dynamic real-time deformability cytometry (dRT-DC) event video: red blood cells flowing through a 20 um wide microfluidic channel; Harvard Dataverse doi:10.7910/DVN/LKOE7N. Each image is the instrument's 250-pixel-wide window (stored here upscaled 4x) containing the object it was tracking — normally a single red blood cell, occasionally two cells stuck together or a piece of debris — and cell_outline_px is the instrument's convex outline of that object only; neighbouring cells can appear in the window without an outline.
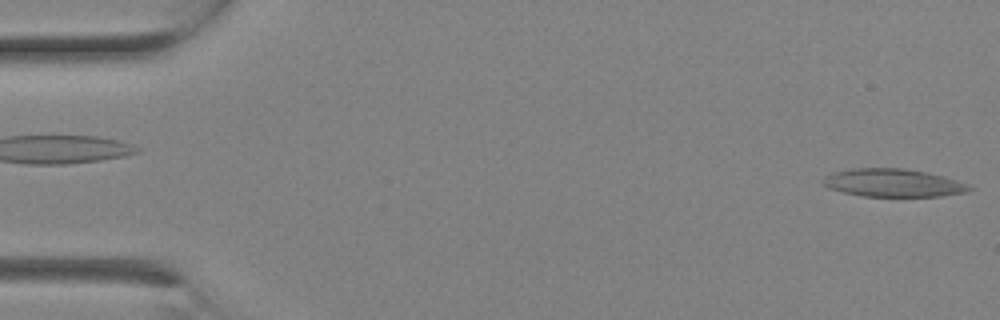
{"species": "Egyptian fruit bat (a non-hibernating species)", "species_latin": "Rousettus aegyptiacus", "temperature_condition": "room temperature", "stored_images_in_passage": 3, "camera_frame_rate_fps": 3000, "um_per_image_px": 0.085, "animal": {"sex": "female"}, "frame": {"image": 1, "passage_image": 3, "time_ms": 0.667, "image_size_px": [1000, 320], "cell_outline_px": [[972, 188], [964, 192], [944, 196], [860, 196], [828, 188], [820, 184], [820, 180], [824, 176], [832, 172], [852, 168], [904, 168], [944, 176], [968, 184]], "centroid_in_image_um": [75.83, 15.54], "position_along_channel_um": 9.2, "area_um2": 23.93}}